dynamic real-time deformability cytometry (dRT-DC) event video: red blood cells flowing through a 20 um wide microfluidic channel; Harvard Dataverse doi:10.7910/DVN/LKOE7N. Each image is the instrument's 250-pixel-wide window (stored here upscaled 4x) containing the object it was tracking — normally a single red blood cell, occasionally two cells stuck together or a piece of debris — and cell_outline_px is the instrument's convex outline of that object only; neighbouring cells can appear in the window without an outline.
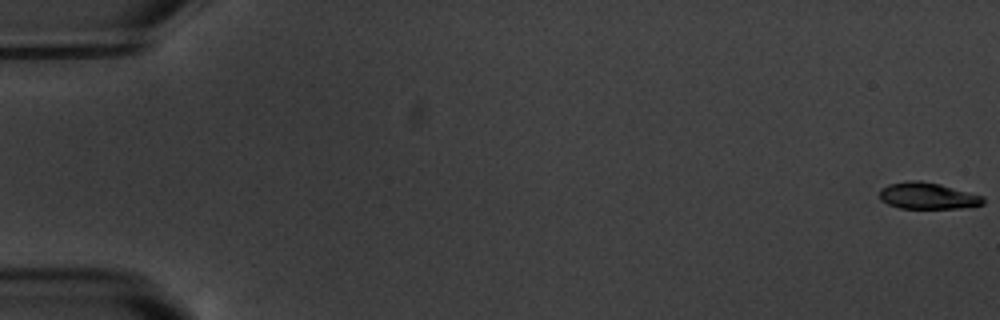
{"species": "common noctule bat (a hibernating species)", "species_latin": "Nyctalus noctula", "temperature_condition": "warm", "stored_images_in_passage": 9, "camera_frame_rate_fps": 3000, "um_per_image_px": 0.085, "animal": {"sex": "male", "body_mass_g": 20.1, "forearm_length_mm": 53.5}, "frame": {"image": 1, "passage_image": 1, "time_ms": 0.0, "image_size_px": [1000, 320], "cell_outline_px": [[984, 204], [960, 208], [900, 208], [888, 204], [880, 200], [880, 188], [888, 184], [908, 180], [920, 180], [940, 184], [984, 196]], "centroid_in_image_um": [78.83, 16.64], "position_along_channel_um": 6.2, "area_um2": 16.07}}
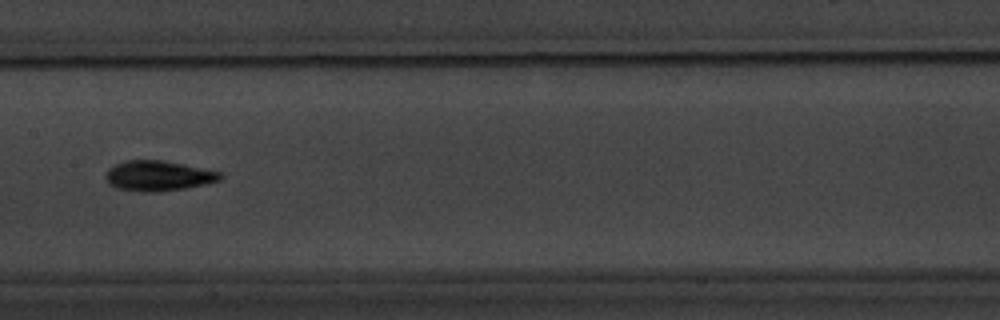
{"frame": {"image": 2, "passage_image": 8, "time_ms": 10.0, "image_size_px": [1000, 320], "cell_outline_px": [[224, 176], [220, 180], [204, 184], [184, 188], [160, 192], [144, 192], [116, 188], [108, 184], [104, 176], [108, 168], [124, 160], [160, 160], [220, 172]], "centroid_in_image_um": [13.39, 14.95], "position_along_channel_um": 194.0, "area_um2": 20.06}}